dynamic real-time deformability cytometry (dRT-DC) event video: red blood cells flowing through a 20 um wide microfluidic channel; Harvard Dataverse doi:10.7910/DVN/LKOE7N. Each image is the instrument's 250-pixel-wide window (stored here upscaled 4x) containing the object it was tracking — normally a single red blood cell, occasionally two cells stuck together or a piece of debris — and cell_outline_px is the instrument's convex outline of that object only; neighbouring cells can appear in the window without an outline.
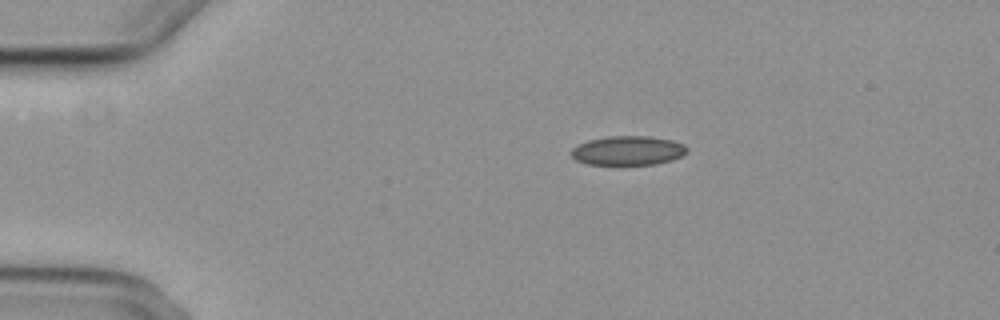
{"species": "common noctule bat (a hibernating species)", "species_latin": "Nyctalus noctula", "temperature_condition": "cold", "stored_images_in_passage": 9, "camera_frame_rate_fps": 3000, "um_per_image_px": 0.085, "animal": {"sex": "female", "body_mass_g": 29.2, "forearm_length_mm": 56.3}, "frame": {"image": 1, "passage_image": 3, "time_ms": 3.0, "image_size_px": [1000, 320], "cell_outline_px": [[688, 152], [684, 156], [672, 160], [656, 164], [588, 164], [576, 160], [568, 152], [572, 148], [588, 140], [608, 136], [648, 136], [672, 140], [684, 144], [688, 148]], "centroid_in_image_um": [53.4, 12.79], "position_along_channel_um": 31.6, "area_um2": 19.83}}
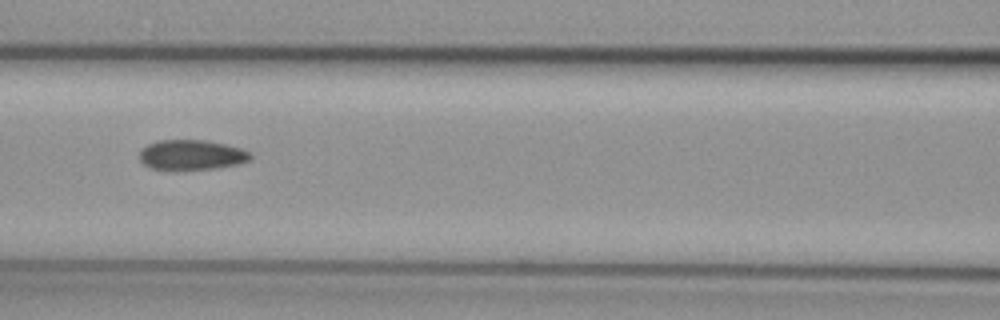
{"frame": {"image": 2, "passage_image": 7, "time_ms": 7.667, "image_size_px": [1000, 320], "cell_outline_px": [[252, 156], [248, 160], [236, 164], [216, 168], [176, 172], [172, 172], [152, 168], [144, 164], [140, 160], [140, 148], [148, 144], [160, 140], [208, 140], [240, 148], [248, 152]], "centroid_in_image_um": [16.21, 13.19], "position_along_channel_um": 150.4, "area_um2": 19.83}}
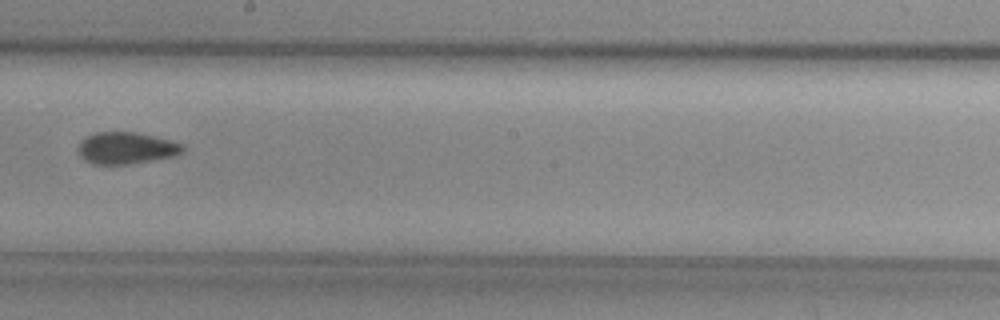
{"frame": {"image": 3, "passage_image": 9, "time_ms": 10.0, "image_size_px": [1000, 320], "cell_outline_px": [[184, 152], [172, 156], [128, 164], [92, 164], [84, 160], [80, 156], [80, 140], [96, 132], [136, 132], [168, 140], [180, 144], [184, 148]], "centroid_in_image_um": [10.69, 12.59], "position_along_channel_um": 237.5, "area_um2": 18.96}}